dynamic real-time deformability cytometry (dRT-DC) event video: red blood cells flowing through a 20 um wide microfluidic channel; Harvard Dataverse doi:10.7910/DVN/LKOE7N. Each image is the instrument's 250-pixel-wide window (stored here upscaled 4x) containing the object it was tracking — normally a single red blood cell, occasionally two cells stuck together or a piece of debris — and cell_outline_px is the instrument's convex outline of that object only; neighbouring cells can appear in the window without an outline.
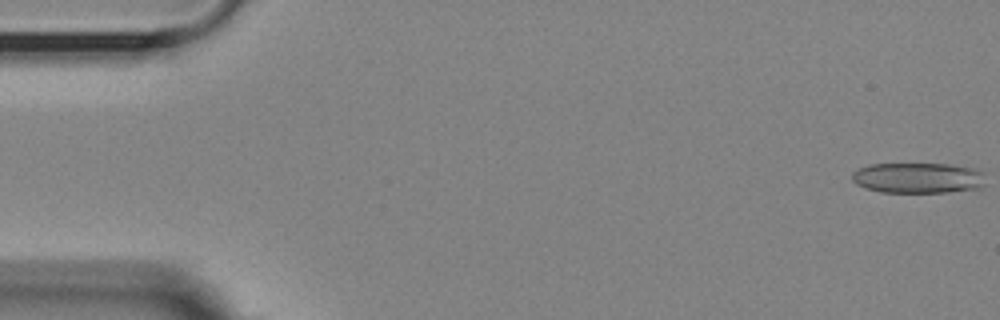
{"species": "Egyptian fruit bat (a non-hibernating species)", "species_latin": "Rousettus aegyptiacus", "temperature_condition": "room temperature", "stored_images_in_passage": 11, "camera_frame_rate_fps": 3000, "um_per_image_px": 0.085, "animal": {"sex": "female"}, "frame": {"image": 1, "passage_image": 1, "time_ms": 0.0, "image_size_px": [1000, 320], "cell_outline_px": [[984, 184], [980, 188], [948, 192], [880, 192], [864, 188], [856, 184], [852, 180], [852, 172], [868, 164], [948, 164], [976, 168], [984, 172]], "centroid_in_image_um": [78.04, 15.12], "position_along_channel_um": 7.0, "area_um2": 23.99}}